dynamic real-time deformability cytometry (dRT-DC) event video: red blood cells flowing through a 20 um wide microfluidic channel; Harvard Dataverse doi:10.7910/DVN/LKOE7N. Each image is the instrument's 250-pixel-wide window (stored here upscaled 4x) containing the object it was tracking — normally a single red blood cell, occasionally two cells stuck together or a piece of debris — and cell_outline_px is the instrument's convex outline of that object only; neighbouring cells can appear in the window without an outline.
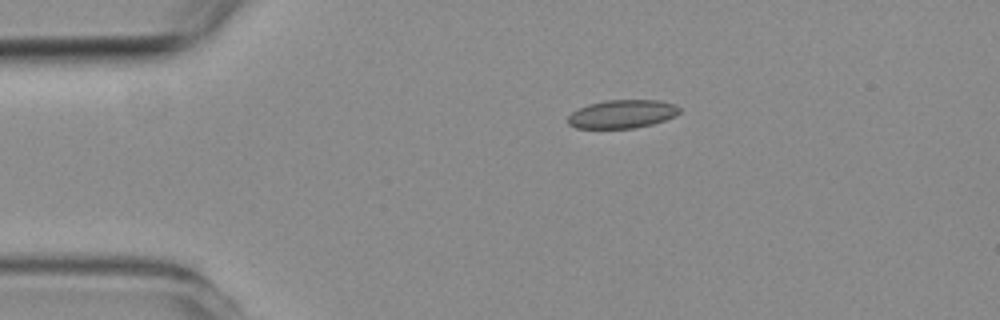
{"species": "common noctule bat (a hibernating species)", "species_latin": "Nyctalus noctula", "temperature_condition": "room temperature", "stored_images_in_passage": 4, "camera_frame_rate_fps": 3000, "um_per_image_px": 0.085, "animal": {"sex": "female", "body_mass_g": 19.3, "forearm_length_mm": 54.1}, "frame": {"image": 1, "passage_image": 3, "time_ms": 2.333, "image_size_px": [1000, 320], "cell_outline_px": [[680, 112], [676, 116], [652, 124], [636, 128], [576, 128], [568, 124], [568, 116], [572, 112], [588, 104], [604, 100], [660, 100], [676, 104], [680, 108]], "centroid_in_image_um": [52.91, 9.68], "position_along_channel_um": 32.1, "area_um2": 18.55}}